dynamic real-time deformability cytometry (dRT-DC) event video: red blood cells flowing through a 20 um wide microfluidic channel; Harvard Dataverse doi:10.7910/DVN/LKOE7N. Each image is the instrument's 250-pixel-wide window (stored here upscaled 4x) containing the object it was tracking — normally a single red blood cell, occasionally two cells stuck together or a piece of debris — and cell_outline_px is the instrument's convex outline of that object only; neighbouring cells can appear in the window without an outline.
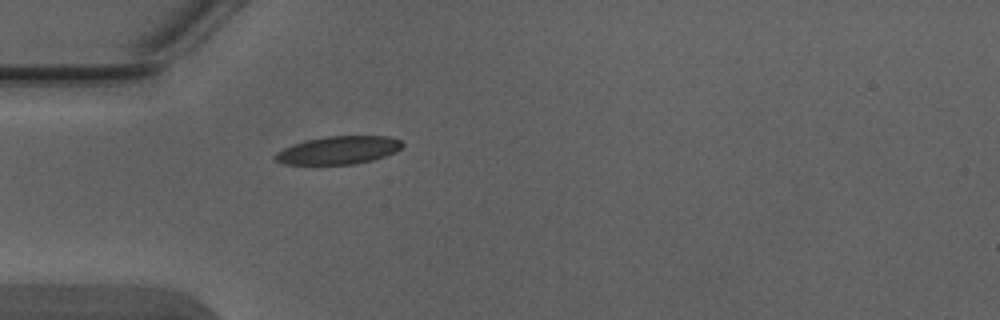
{"species": "Egyptian fruit bat (a non-hibernating species)", "species_latin": "Rousettus aegyptiacus", "temperature_condition": "warm", "stored_images_in_passage": 1, "camera_frame_rate_fps": 3000, "um_per_image_px": 0.085, "animal": {"sex": "male"}, "frame": {"image": 1, "passage_image": 1, "time_ms": 0.0, "image_size_px": [1000, 320], "cell_outline_px": [[404, 144], [396, 152], [372, 160], [356, 164], [284, 164], [276, 160], [272, 156], [276, 152], [292, 144], [304, 140], [324, 136], [388, 136], [400, 140]], "centroid_in_image_um": [28.75, 12.76], "position_along_channel_um": 56.3, "area_um2": 20.81}}